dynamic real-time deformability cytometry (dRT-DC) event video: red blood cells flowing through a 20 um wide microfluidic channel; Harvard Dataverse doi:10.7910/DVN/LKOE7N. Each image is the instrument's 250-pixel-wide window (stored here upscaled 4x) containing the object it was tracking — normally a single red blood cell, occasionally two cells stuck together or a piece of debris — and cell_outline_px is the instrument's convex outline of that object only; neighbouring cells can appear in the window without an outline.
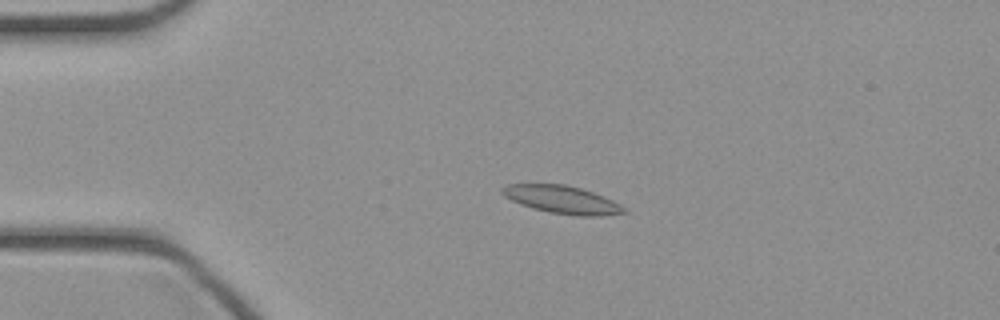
{"species": "common noctule bat (a hibernating species)", "species_latin": "Nyctalus noctula", "temperature_condition": "cold", "stored_images_in_passage": 14, "camera_frame_rate_fps": 3000, "um_per_image_px": 0.085, "animal": {"sex": "female", "body_mass_g": 21.9}, "frame": {"image": 1, "passage_image": 10, "time_ms": 3.0, "image_size_px": [1000, 320], "cell_outline_px": [[628, 212], [600, 216], [576, 216], [548, 212], [532, 208], [520, 204], [504, 196], [500, 192], [500, 188], [508, 184], [564, 184], [580, 188], [604, 196], [620, 204]], "centroid_in_image_um": [47.76, 16.97], "position_along_channel_um": 37.2, "area_um2": 19.77}}